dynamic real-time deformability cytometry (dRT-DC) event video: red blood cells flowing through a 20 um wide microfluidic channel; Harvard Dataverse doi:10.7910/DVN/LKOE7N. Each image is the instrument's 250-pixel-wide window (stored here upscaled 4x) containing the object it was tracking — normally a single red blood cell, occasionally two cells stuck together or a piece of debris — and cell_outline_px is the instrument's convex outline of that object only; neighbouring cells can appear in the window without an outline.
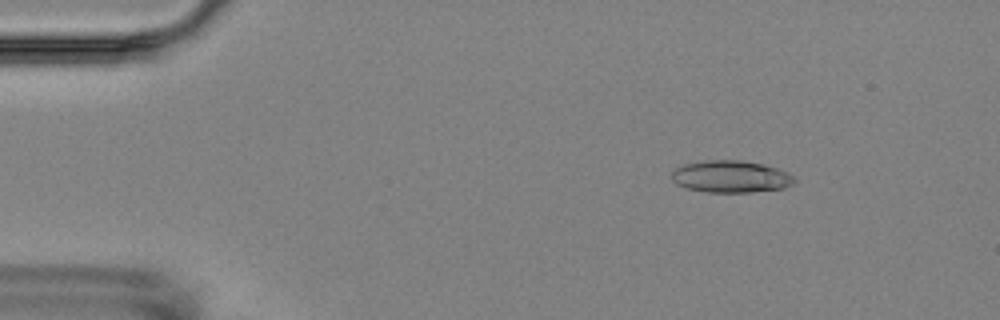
{"species": "Egyptian fruit bat (a non-hibernating species)", "species_latin": "Rousettus aegyptiacus", "temperature_condition": "room temperature", "stored_images_in_passage": 11, "camera_frame_rate_fps": 3000, "um_per_image_px": 0.085, "animal": {"sex": "female"}, "frame": {"image": 1, "passage_image": 2, "time_ms": 1.333, "image_size_px": [1000, 320], "cell_outline_px": [[796, 180], [792, 184], [784, 188], [752, 192], [708, 192], [688, 188], [676, 184], [672, 180], [672, 172], [676, 168], [684, 164], [704, 160], [740, 160], [764, 164], [788, 172], [796, 176]], "centroid_in_image_um": [62.15, 15.0], "position_along_channel_um": 22.9, "area_um2": 23.0}}
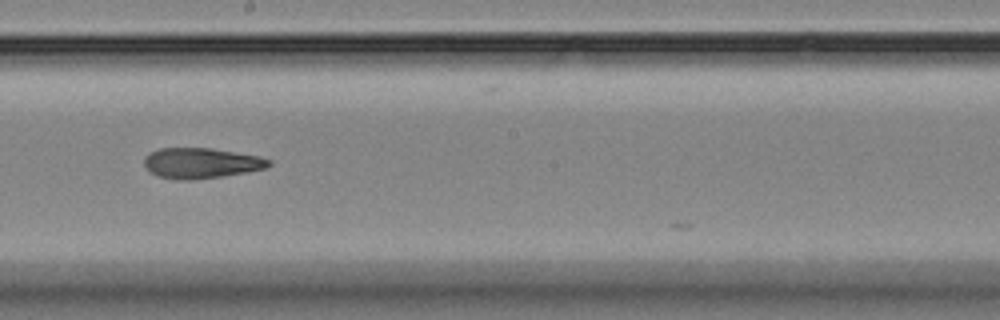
{"frame": {"image": 2, "passage_image": 9, "time_ms": 9.333, "image_size_px": [1000, 320], "cell_outline_px": [[272, 164], [264, 168], [248, 172], [224, 176], [192, 180], [176, 180], [156, 176], [144, 164], [144, 156], [160, 148], [212, 148], [256, 156], [272, 160]], "centroid_in_image_um": [17.09, 13.87], "position_along_channel_um": 231.1, "area_um2": 22.08}}
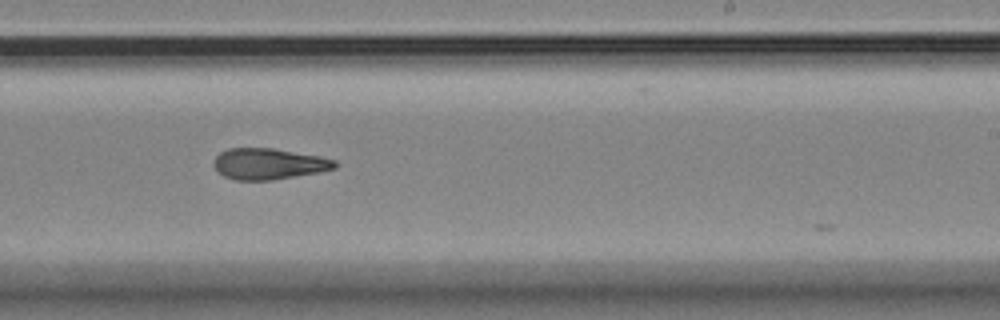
{"frame": {"image": 3, "passage_image": 10, "time_ms": 10.333, "image_size_px": [1000, 320], "cell_outline_px": [[336, 168], [320, 172], [272, 180], [236, 180], [224, 176], [212, 164], [216, 156], [220, 152], [228, 148], [272, 148], [320, 156], [336, 160]], "centroid_in_image_um": [22.84, 13.92], "position_along_channel_um": 266.2, "area_um2": 21.91}}